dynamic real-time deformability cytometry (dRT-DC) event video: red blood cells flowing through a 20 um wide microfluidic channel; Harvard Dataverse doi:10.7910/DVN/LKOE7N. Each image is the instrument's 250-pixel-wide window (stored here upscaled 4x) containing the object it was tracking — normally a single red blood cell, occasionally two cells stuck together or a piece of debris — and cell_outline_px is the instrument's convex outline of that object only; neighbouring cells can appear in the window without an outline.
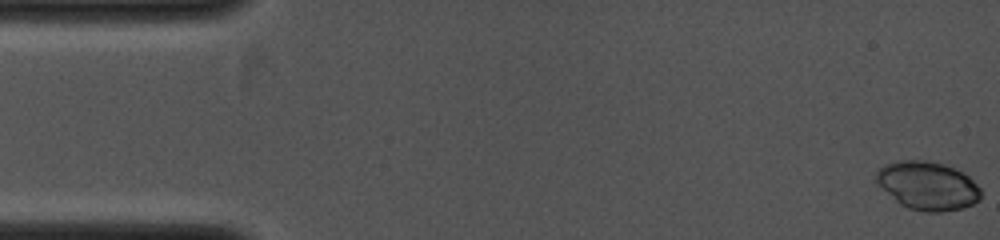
{"species": "common noctule bat (a hibernating species)", "species_latin": "Nyctalus noctula", "temperature_condition": "cold", "stored_images_in_passage": 7, "camera_frame_rate_fps": 4000, "um_per_image_px": 0.085, "animal": {"sex": "female", "body_mass_g": 19.0, "forearm_length_mm": 53.3}, "frame": {"image": 1, "passage_image": 1, "time_ms": 0.0, "image_size_px": [1000, 240], "cell_outline_px": [[980, 200], [964, 208], [940, 212], [924, 212], [908, 208], [900, 204], [876, 180], [876, 168], [884, 164], [900, 160], [924, 160], [944, 164], [964, 172], [980, 188]], "centroid_in_image_um": [78.86, 15.78], "position_along_channel_um": 6.1, "area_um2": 29.42}}
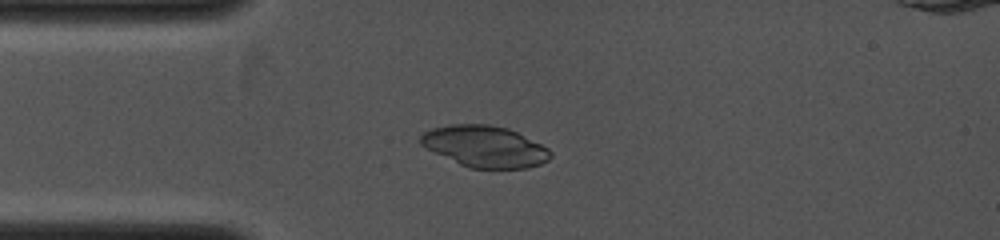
{"frame": {"image": 2, "passage_image": 6, "time_ms": 3.0, "image_size_px": [1000, 240], "cell_outline_px": [[552, 156], [548, 160], [540, 164], [528, 168], [468, 168], [420, 144], [420, 136], [424, 132], [432, 128], [452, 124], [488, 124], [508, 128], [548, 148], [552, 152]], "centroid_in_image_um": [41.23, 12.44], "position_along_channel_um": 43.8, "area_um2": 30.98}}